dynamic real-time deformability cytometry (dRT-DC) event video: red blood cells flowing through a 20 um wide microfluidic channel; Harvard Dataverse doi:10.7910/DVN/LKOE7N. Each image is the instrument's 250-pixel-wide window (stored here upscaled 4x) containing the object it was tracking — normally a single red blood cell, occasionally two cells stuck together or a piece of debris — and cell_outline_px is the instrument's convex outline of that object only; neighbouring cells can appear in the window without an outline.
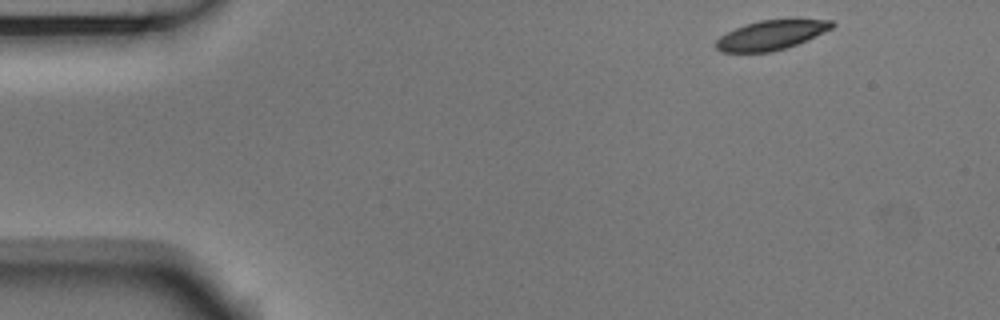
{"species": "Egyptian fruit bat (a non-hibernating species)", "species_latin": "Rousettus aegyptiacus", "temperature_condition": "room temperature", "stored_images_in_passage": 49, "camera_frame_rate_fps": 3000, "um_per_image_px": 0.085, "animal": {"sex": "male"}, "frame": {"image": 1, "passage_image": 1, "time_ms": 0.0, "image_size_px": [1000, 320], "cell_outline_px": [[836, 24], [832, 28], [796, 44], [772, 52], [720, 52], [716, 48], [716, 40], [720, 36], [744, 24], [760, 20], [832, 20]], "centroid_in_image_um": [65.5, 2.99], "position_along_channel_um": 19.5, "area_um2": 19.54}}
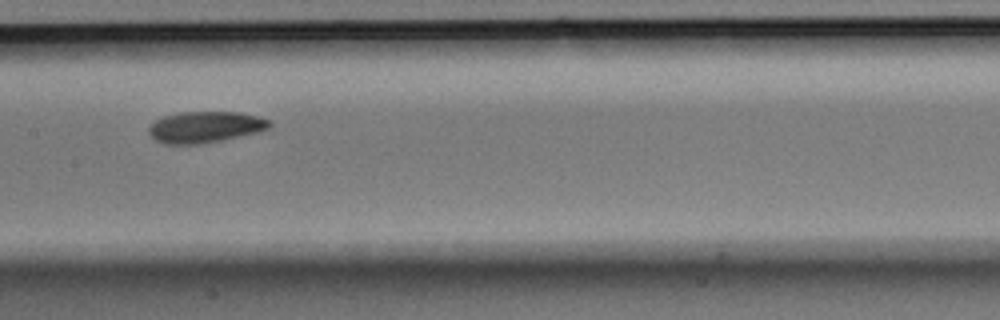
{"frame": {"image": 2, "passage_image": 22, "time_ms": 7.0, "image_size_px": [1000, 320], "cell_outline_px": [[272, 124], [268, 128], [256, 132], [204, 144], [164, 144], [156, 140], [148, 132], [148, 128], [156, 120], [164, 116], [180, 112], [240, 112], [260, 116], [268, 120]], "centroid_in_image_um": [17.43, 10.79], "position_along_channel_um": 190.0, "area_um2": 21.91}}
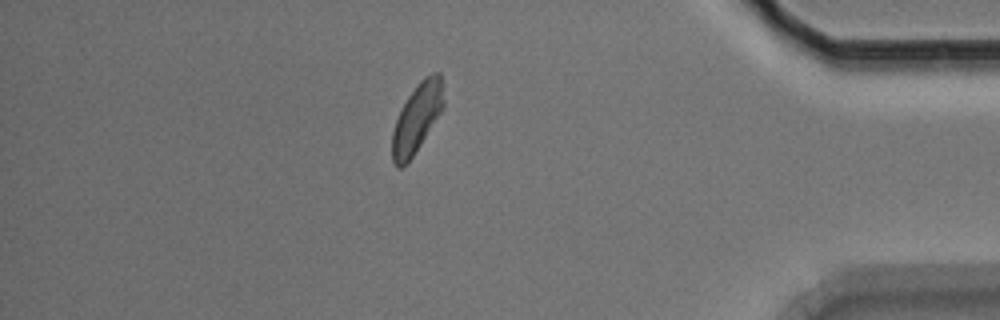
{"frame": {"image": 3, "passage_image": 42, "time_ms": 13.667, "image_size_px": [1000, 320], "cell_outline_px": [[444, 104], [440, 112], [408, 164], [400, 168], [396, 168], [392, 160], [392, 132], [396, 120], [408, 96], [420, 80], [424, 76], [432, 72], [440, 72], [444, 100]], "centroid_in_image_um": [35.42, 10.05], "position_along_channel_um": 399.8, "area_um2": 20.4}, "authors_computed_cell_mechanics": {"area_um2": 21.5016, "velocity_mm_per_s": 3.7047, "shape_relaxation_time_tau1_ms": 3.0226, "shape_relaxation_time_tau2_ms": 8.2423, "deformation_change_tau1": 0.1027, "deformation_change_tau2": 0.1317}}